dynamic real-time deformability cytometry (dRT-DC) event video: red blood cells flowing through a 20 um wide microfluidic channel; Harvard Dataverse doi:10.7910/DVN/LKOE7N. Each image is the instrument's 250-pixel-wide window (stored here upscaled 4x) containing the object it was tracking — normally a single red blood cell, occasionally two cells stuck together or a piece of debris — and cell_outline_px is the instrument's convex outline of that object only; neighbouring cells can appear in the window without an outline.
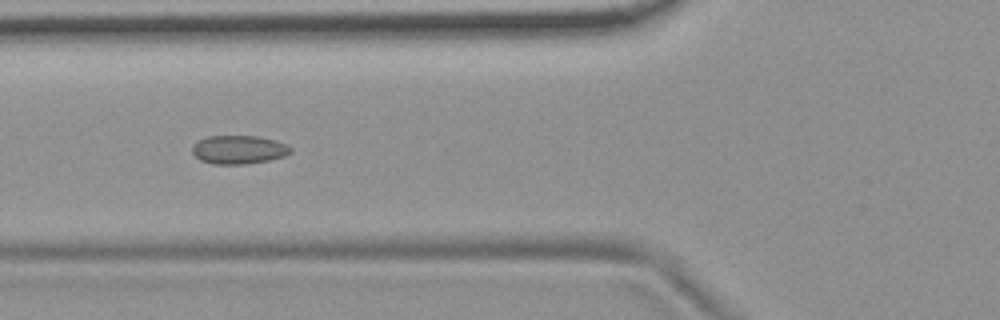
{"species": "common noctule bat (a hibernating species)", "species_latin": "Nyctalus noctula", "temperature_condition": "room temperature", "stored_images_in_passage": 9, "camera_frame_rate_fps": 3000, "um_per_image_px": 0.085, "animal": {"sex": "female", "body_mass_g": 19.9}, "frame": {"image": 1, "passage_image": 6, "time_ms": 5.667, "image_size_px": [1000, 320], "cell_outline_px": [[292, 152], [284, 156], [268, 160], [244, 164], [212, 164], [200, 160], [192, 152], [192, 144], [208, 136], [256, 136], [276, 140], [288, 144], [292, 148]], "centroid_in_image_um": [20.3, 12.72], "position_along_channel_um": 105.5, "area_um2": 16.42}}
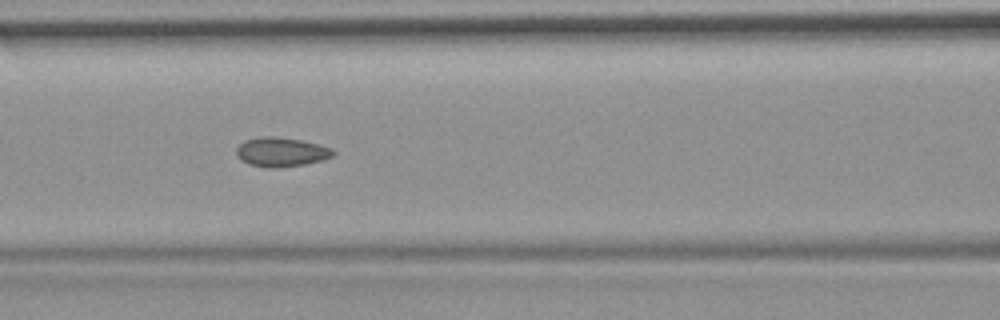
{"frame": {"image": 2, "passage_image": 7, "time_ms": 6.667, "image_size_px": [1000, 320], "cell_outline_px": [[336, 152], [332, 156], [320, 160], [304, 164], [276, 168], [264, 168], [248, 164], [240, 160], [236, 156], [236, 148], [244, 140], [260, 136], [272, 136], [300, 140], [332, 148]], "centroid_in_image_um": [23.84, 12.92], "position_along_channel_um": 142.8, "area_um2": 16.53}}